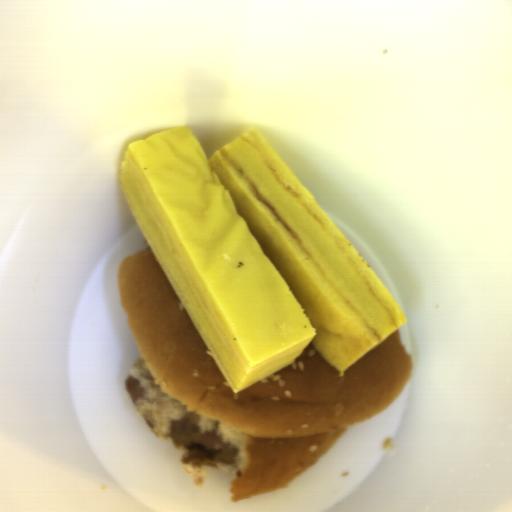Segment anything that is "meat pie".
Instances as JSON below:
<instances>
[{
	"label": "meat pie",
	"instance_id": "b5893723",
	"mask_svg": "<svg viewBox=\"0 0 512 512\" xmlns=\"http://www.w3.org/2000/svg\"><path fill=\"white\" fill-rule=\"evenodd\" d=\"M124 385L150 432L186 452L182 462L192 472L201 468L233 471L238 449L216 432H200V416L187 412L185 405L158 388L142 357L132 364Z\"/></svg>",
	"mask_w": 512,
	"mask_h": 512
}]
</instances>
